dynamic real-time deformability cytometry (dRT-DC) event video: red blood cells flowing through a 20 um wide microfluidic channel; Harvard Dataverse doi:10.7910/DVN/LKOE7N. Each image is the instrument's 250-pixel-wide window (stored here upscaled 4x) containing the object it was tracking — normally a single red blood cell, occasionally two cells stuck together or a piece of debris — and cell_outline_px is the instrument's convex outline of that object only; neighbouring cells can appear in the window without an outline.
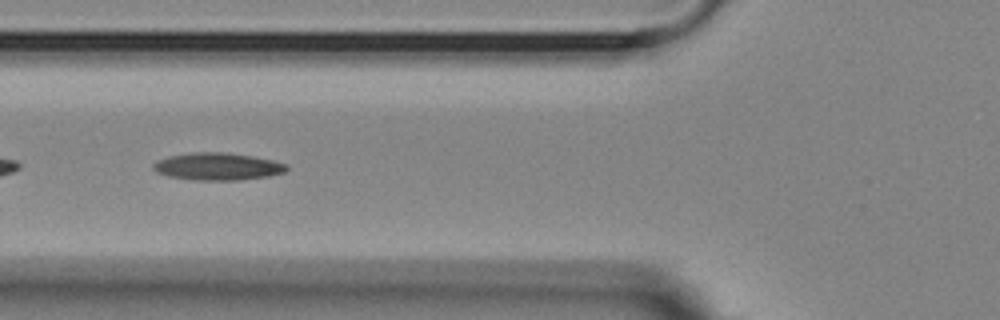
{"species": "Egyptian fruit bat (a non-hibernating species)", "species_latin": "Rousettus aegyptiacus", "temperature_condition": "room temperature", "stored_images_in_passage": 19, "camera_frame_rate_fps": 3000, "um_per_image_px": 0.085, "animal": {"sex": "female"}, "frame": {"image": 1, "passage_image": 6, "time_ms": 1.667, "image_size_px": [1000, 320], "cell_outline_px": [[288, 168], [284, 172], [268, 176], [240, 180], [192, 180], [168, 176], [156, 172], [152, 168], [152, 164], [156, 160], [168, 156], [192, 152], [224, 152], [252, 156], [272, 160], [288, 164]], "centroid_in_image_um": [18.46, 14.15], "position_along_channel_um": 107.3, "area_um2": 21.39}}
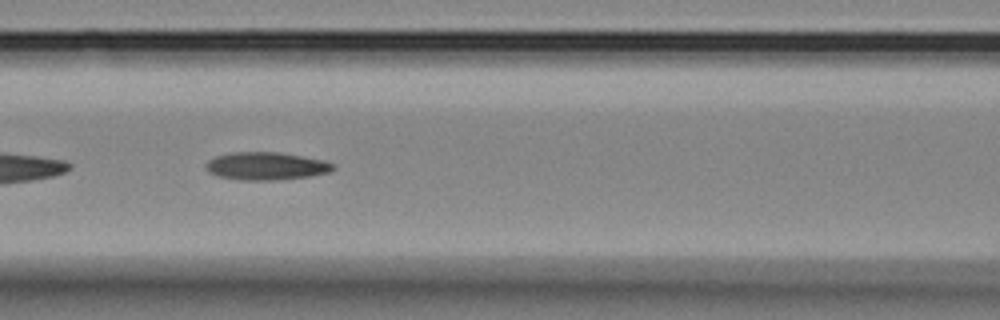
{"frame": {"image": 2, "passage_image": 9, "time_ms": 2.667, "image_size_px": [1000, 320], "cell_outline_px": [[336, 168], [332, 172], [308, 176], [272, 180], [240, 180], [216, 176], [208, 172], [204, 168], [204, 164], [208, 160], [216, 156], [232, 152], [276, 152], [324, 160], [332, 164]], "centroid_in_image_um": [22.57, 14.12], "position_along_channel_um": 144.0, "area_um2": 20.63}}